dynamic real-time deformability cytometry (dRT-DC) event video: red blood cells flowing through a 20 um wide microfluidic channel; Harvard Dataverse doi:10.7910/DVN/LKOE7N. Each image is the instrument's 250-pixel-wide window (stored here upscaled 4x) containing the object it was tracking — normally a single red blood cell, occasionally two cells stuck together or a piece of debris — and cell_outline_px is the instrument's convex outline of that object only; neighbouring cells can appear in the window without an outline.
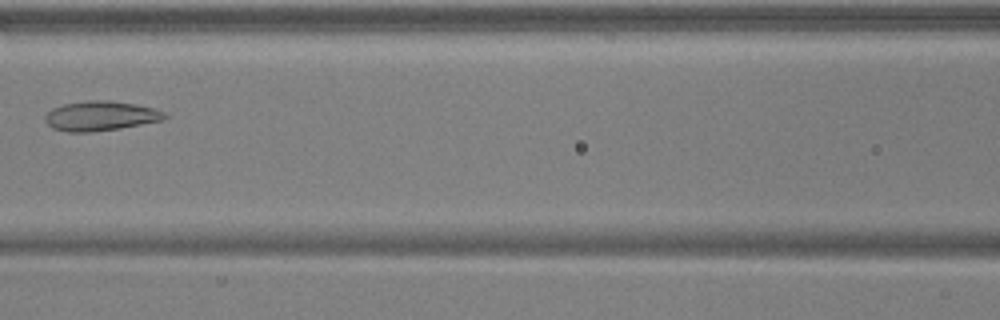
{"species": "common noctule bat (a hibernating species)", "species_latin": "Nyctalus noctula", "temperature_condition": "warm", "stored_images_in_passage": 6, "camera_frame_rate_fps": 3000, "um_per_image_px": 0.085, "animal": {"sex": "male", "body_mass_g": 17.9, "forearm_length_mm": 54.2}, "frame": {"image": 1, "passage_image": 6, "time_ms": 1.667, "image_size_px": [1000, 320], "cell_outline_px": [[168, 116], [164, 120], [120, 128], [92, 132], [68, 132], [52, 128], [44, 120], [44, 116], [52, 108], [64, 104], [88, 100], [108, 100], [136, 104], [152, 108], [164, 112]], "centroid_in_image_um": [8.53, 9.85], "position_along_channel_um": 158.1, "area_um2": 20.69}}